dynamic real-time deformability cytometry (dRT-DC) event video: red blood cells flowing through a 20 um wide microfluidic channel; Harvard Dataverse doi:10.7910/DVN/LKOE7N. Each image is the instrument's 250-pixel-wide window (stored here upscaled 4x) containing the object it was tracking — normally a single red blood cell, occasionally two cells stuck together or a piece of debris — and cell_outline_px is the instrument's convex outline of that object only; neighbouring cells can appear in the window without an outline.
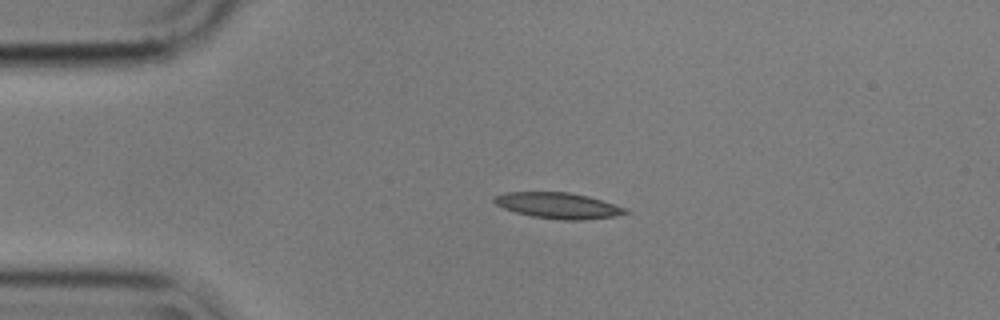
{"species": "common noctule bat (a hibernating species)", "species_latin": "Nyctalus noctula", "temperature_condition": "cold", "stored_images_in_passage": 5, "camera_frame_rate_fps": 3000, "um_per_image_px": 0.085, "animal": {"sex": "male", "body_mass_g": 17.9}, "frame": {"image": 1, "passage_image": 4, "time_ms": 1.0, "image_size_px": [1000, 320], "cell_outline_px": [[632, 212], [616, 216], [580, 220], [560, 220], [532, 216], [516, 212], [504, 208], [496, 204], [492, 200], [492, 196], [504, 192], [568, 192], [588, 196], [628, 208]], "centroid_in_image_um": [47.46, 17.47], "position_along_channel_um": 37.5, "area_um2": 19.94}}